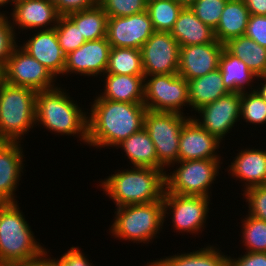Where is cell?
I'll list each match as a JSON object with an SVG mask.
<instances>
[{
    "mask_svg": "<svg viewBox=\"0 0 266 266\" xmlns=\"http://www.w3.org/2000/svg\"><path fill=\"white\" fill-rule=\"evenodd\" d=\"M92 101V102H91ZM87 104V147L113 149L144 128L147 108L143 103H128L100 98L97 93Z\"/></svg>",
    "mask_w": 266,
    "mask_h": 266,
    "instance_id": "cell-1",
    "label": "cell"
},
{
    "mask_svg": "<svg viewBox=\"0 0 266 266\" xmlns=\"http://www.w3.org/2000/svg\"><path fill=\"white\" fill-rule=\"evenodd\" d=\"M64 85L59 84L50 90L37 91L36 128L42 127L43 132L46 129L54 136L74 137L77 143L79 141L80 144L87 146L88 108L82 102L80 104L78 98L72 97V92Z\"/></svg>",
    "mask_w": 266,
    "mask_h": 266,
    "instance_id": "cell-2",
    "label": "cell"
},
{
    "mask_svg": "<svg viewBox=\"0 0 266 266\" xmlns=\"http://www.w3.org/2000/svg\"><path fill=\"white\" fill-rule=\"evenodd\" d=\"M121 169V170H120ZM118 168L109 176L97 179V189L103 191L115 207L135 205L163 200L165 193V171L156 168ZM114 173V174H113Z\"/></svg>",
    "mask_w": 266,
    "mask_h": 266,
    "instance_id": "cell-3",
    "label": "cell"
},
{
    "mask_svg": "<svg viewBox=\"0 0 266 266\" xmlns=\"http://www.w3.org/2000/svg\"><path fill=\"white\" fill-rule=\"evenodd\" d=\"M114 208L113 221L106 231L111 238L128 245L141 243L142 247L152 245L154 240L157 243L164 234L163 200Z\"/></svg>",
    "mask_w": 266,
    "mask_h": 266,
    "instance_id": "cell-4",
    "label": "cell"
},
{
    "mask_svg": "<svg viewBox=\"0 0 266 266\" xmlns=\"http://www.w3.org/2000/svg\"><path fill=\"white\" fill-rule=\"evenodd\" d=\"M19 204L0 203L1 265L37 258L47 248L34 235Z\"/></svg>",
    "mask_w": 266,
    "mask_h": 266,
    "instance_id": "cell-5",
    "label": "cell"
},
{
    "mask_svg": "<svg viewBox=\"0 0 266 266\" xmlns=\"http://www.w3.org/2000/svg\"><path fill=\"white\" fill-rule=\"evenodd\" d=\"M36 94L31 88L0 84V139L24 143L36 128Z\"/></svg>",
    "mask_w": 266,
    "mask_h": 266,
    "instance_id": "cell-6",
    "label": "cell"
},
{
    "mask_svg": "<svg viewBox=\"0 0 266 266\" xmlns=\"http://www.w3.org/2000/svg\"><path fill=\"white\" fill-rule=\"evenodd\" d=\"M223 162L227 161L202 159L181 161L171 165L170 169L165 171V193L213 198V185L219 183L217 180L224 173Z\"/></svg>",
    "mask_w": 266,
    "mask_h": 266,
    "instance_id": "cell-7",
    "label": "cell"
},
{
    "mask_svg": "<svg viewBox=\"0 0 266 266\" xmlns=\"http://www.w3.org/2000/svg\"><path fill=\"white\" fill-rule=\"evenodd\" d=\"M213 198L205 196H184L175 193H164L163 196V219L165 226L170 225L176 234L191 235L201 237L205 228L208 226L207 219H210L209 211L214 209L210 204H214ZM209 217V218H208ZM170 224H167V221ZM207 221V222H206ZM172 225V226H171ZM200 235V236H199Z\"/></svg>",
    "mask_w": 266,
    "mask_h": 266,
    "instance_id": "cell-8",
    "label": "cell"
},
{
    "mask_svg": "<svg viewBox=\"0 0 266 266\" xmlns=\"http://www.w3.org/2000/svg\"><path fill=\"white\" fill-rule=\"evenodd\" d=\"M190 118L175 112L146 111L144 129L155 145L157 169L166 171L179 162V137L182 127Z\"/></svg>",
    "mask_w": 266,
    "mask_h": 266,
    "instance_id": "cell-9",
    "label": "cell"
},
{
    "mask_svg": "<svg viewBox=\"0 0 266 266\" xmlns=\"http://www.w3.org/2000/svg\"><path fill=\"white\" fill-rule=\"evenodd\" d=\"M143 104L150 111L175 112L191 117L188 81L179 74L145 76Z\"/></svg>",
    "mask_w": 266,
    "mask_h": 266,
    "instance_id": "cell-10",
    "label": "cell"
},
{
    "mask_svg": "<svg viewBox=\"0 0 266 266\" xmlns=\"http://www.w3.org/2000/svg\"><path fill=\"white\" fill-rule=\"evenodd\" d=\"M3 80L14 86L45 91L60 83L38 60L17 45L3 67Z\"/></svg>",
    "mask_w": 266,
    "mask_h": 266,
    "instance_id": "cell-11",
    "label": "cell"
},
{
    "mask_svg": "<svg viewBox=\"0 0 266 266\" xmlns=\"http://www.w3.org/2000/svg\"><path fill=\"white\" fill-rule=\"evenodd\" d=\"M241 93L229 92L214 102L198 109L192 119L221 142L240 125ZM236 127V128H235Z\"/></svg>",
    "mask_w": 266,
    "mask_h": 266,
    "instance_id": "cell-12",
    "label": "cell"
},
{
    "mask_svg": "<svg viewBox=\"0 0 266 266\" xmlns=\"http://www.w3.org/2000/svg\"><path fill=\"white\" fill-rule=\"evenodd\" d=\"M140 51L144 77L178 74L180 45L171 33L155 31Z\"/></svg>",
    "mask_w": 266,
    "mask_h": 266,
    "instance_id": "cell-13",
    "label": "cell"
},
{
    "mask_svg": "<svg viewBox=\"0 0 266 266\" xmlns=\"http://www.w3.org/2000/svg\"><path fill=\"white\" fill-rule=\"evenodd\" d=\"M111 46L107 38L86 41L75 51L66 55L63 72L65 79L72 74L83 78L99 79L106 72Z\"/></svg>",
    "mask_w": 266,
    "mask_h": 266,
    "instance_id": "cell-14",
    "label": "cell"
},
{
    "mask_svg": "<svg viewBox=\"0 0 266 266\" xmlns=\"http://www.w3.org/2000/svg\"><path fill=\"white\" fill-rule=\"evenodd\" d=\"M248 144L249 146L244 145L240 148L238 146L237 153L228 159L232 161H228V166L224 168L228 178L230 176L235 183L239 181L237 183L239 188L242 186L240 191L242 193L251 187L262 186L266 180V147L263 149V146L253 147Z\"/></svg>",
    "mask_w": 266,
    "mask_h": 266,
    "instance_id": "cell-15",
    "label": "cell"
},
{
    "mask_svg": "<svg viewBox=\"0 0 266 266\" xmlns=\"http://www.w3.org/2000/svg\"><path fill=\"white\" fill-rule=\"evenodd\" d=\"M29 32H26L27 34L24 33L26 36L29 35V37L25 36L22 38L20 36V38H18L22 40H18V45L30 56L45 66L51 74L61 82L60 84H62V81H60L59 78H63L66 55L63 53L59 45L55 28L33 30Z\"/></svg>",
    "mask_w": 266,
    "mask_h": 266,
    "instance_id": "cell-16",
    "label": "cell"
},
{
    "mask_svg": "<svg viewBox=\"0 0 266 266\" xmlns=\"http://www.w3.org/2000/svg\"><path fill=\"white\" fill-rule=\"evenodd\" d=\"M7 15L17 36L33 30L55 28L61 16L56 5L47 0H19L13 3Z\"/></svg>",
    "mask_w": 266,
    "mask_h": 266,
    "instance_id": "cell-17",
    "label": "cell"
},
{
    "mask_svg": "<svg viewBox=\"0 0 266 266\" xmlns=\"http://www.w3.org/2000/svg\"><path fill=\"white\" fill-rule=\"evenodd\" d=\"M146 11L125 17H108L106 38L111 47L139 49L154 33Z\"/></svg>",
    "mask_w": 266,
    "mask_h": 266,
    "instance_id": "cell-18",
    "label": "cell"
},
{
    "mask_svg": "<svg viewBox=\"0 0 266 266\" xmlns=\"http://www.w3.org/2000/svg\"><path fill=\"white\" fill-rule=\"evenodd\" d=\"M21 142L0 143V203H17L20 180L25 173V147ZM25 159V160H24Z\"/></svg>",
    "mask_w": 266,
    "mask_h": 266,
    "instance_id": "cell-19",
    "label": "cell"
},
{
    "mask_svg": "<svg viewBox=\"0 0 266 266\" xmlns=\"http://www.w3.org/2000/svg\"><path fill=\"white\" fill-rule=\"evenodd\" d=\"M224 145V142H221L215 135L210 134L190 118L182 127L179 137V162L202 159H225L224 155L220 154L224 153L222 152L225 148Z\"/></svg>",
    "mask_w": 266,
    "mask_h": 266,
    "instance_id": "cell-20",
    "label": "cell"
},
{
    "mask_svg": "<svg viewBox=\"0 0 266 266\" xmlns=\"http://www.w3.org/2000/svg\"><path fill=\"white\" fill-rule=\"evenodd\" d=\"M224 47L219 41L180 47L178 74L189 81L218 69Z\"/></svg>",
    "mask_w": 266,
    "mask_h": 266,
    "instance_id": "cell-21",
    "label": "cell"
},
{
    "mask_svg": "<svg viewBox=\"0 0 266 266\" xmlns=\"http://www.w3.org/2000/svg\"><path fill=\"white\" fill-rule=\"evenodd\" d=\"M100 92L97 95L102 99L128 103L144 102V76L118 75L105 73L99 79Z\"/></svg>",
    "mask_w": 266,
    "mask_h": 266,
    "instance_id": "cell-22",
    "label": "cell"
},
{
    "mask_svg": "<svg viewBox=\"0 0 266 266\" xmlns=\"http://www.w3.org/2000/svg\"><path fill=\"white\" fill-rule=\"evenodd\" d=\"M210 244L209 242L205 243L204 247L201 245V248L198 246V250L196 247L191 251L187 249L180 251V253H173L172 251L171 254L173 255H164L155 261L160 266H228V251L224 250L225 247L220 245V249L217 242L215 244L211 242Z\"/></svg>",
    "mask_w": 266,
    "mask_h": 266,
    "instance_id": "cell-23",
    "label": "cell"
},
{
    "mask_svg": "<svg viewBox=\"0 0 266 266\" xmlns=\"http://www.w3.org/2000/svg\"><path fill=\"white\" fill-rule=\"evenodd\" d=\"M180 47L217 42L214 30L189 8H183L170 32Z\"/></svg>",
    "mask_w": 266,
    "mask_h": 266,
    "instance_id": "cell-24",
    "label": "cell"
},
{
    "mask_svg": "<svg viewBox=\"0 0 266 266\" xmlns=\"http://www.w3.org/2000/svg\"><path fill=\"white\" fill-rule=\"evenodd\" d=\"M219 69L223 84L229 92L242 93L255 90L257 75L225 47L219 60Z\"/></svg>",
    "mask_w": 266,
    "mask_h": 266,
    "instance_id": "cell-25",
    "label": "cell"
},
{
    "mask_svg": "<svg viewBox=\"0 0 266 266\" xmlns=\"http://www.w3.org/2000/svg\"><path fill=\"white\" fill-rule=\"evenodd\" d=\"M191 118L203 106L229 93L223 84L220 69L188 81Z\"/></svg>",
    "mask_w": 266,
    "mask_h": 266,
    "instance_id": "cell-26",
    "label": "cell"
},
{
    "mask_svg": "<svg viewBox=\"0 0 266 266\" xmlns=\"http://www.w3.org/2000/svg\"><path fill=\"white\" fill-rule=\"evenodd\" d=\"M115 149H120L122 157L130 167H147L157 169V153L155 145L148 132L142 128L118 144Z\"/></svg>",
    "mask_w": 266,
    "mask_h": 266,
    "instance_id": "cell-27",
    "label": "cell"
},
{
    "mask_svg": "<svg viewBox=\"0 0 266 266\" xmlns=\"http://www.w3.org/2000/svg\"><path fill=\"white\" fill-rule=\"evenodd\" d=\"M249 17L244 1L228 0L214 30L216 40L225 44L232 38L244 36Z\"/></svg>",
    "mask_w": 266,
    "mask_h": 266,
    "instance_id": "cell-28",
    "label": "cell"
},
{
    "mask_svg": "<svg viewBox=\"0 0 266 266\" xmlns=\"http://www.w3.org/2000/svg\"><path fill=\"white\" fill-rule=\"evenodd\" d=\"M234 56L242 60L257 76L266 74V48L244 36L230 39L224 44Z\"/></svg>",
    "mask_w": 266,
    "mask_h": 266,
    "instance_id": "cell-29",
    "label": "cell"
},
{
    "mask_svg": "<svg viewBox=\"0 0 266 266\" xmlns=\"http://www.w3.org/2000/svg\"><path fill=\"white\" fill-rule=\"evenodd\" d=\"M66 16L79 28L85 41L102 39L107 35L108 16L99 5Z\"/></svg>",
    "mask_w": 266,
    "mask_h": 266,
    "instance_id": "cell-30",
    "label": "cell"
},
{
    "mask_svg": "<svg viewBox=\"0 0 266 266\" xmlns=\"http://www.w3.org/2000/svg\"><path fill=\"white\" fill-rule=\"evenodd\" d=\"M105 73L144 76L141 51L133 48L111 47Z\"/></svg>",
    "mask_w": 266,
    "mask_h": 266,
    "instance_id": "cell-31",
    "label": "cell"
},
{
    "mask_svg": "<svg viewBox=\"0 0 266 266\" xmlns=\"http://www.w3.org/2000/svg\"><path fill=\"white\" fill-rule=\"evenodd\" d=\"M241 214L238 224L241 234L238 236L241 246L240 250L245 252H264L266 253V221L253 217L247 213ZM243 216V217H242ZM243 244V245H242Z\"/></svg>",
    "mask_w": 266,
    "mask_h": 266,
    "instance_id": "cell-32",
    "label": "cell"
},
{
    "mask_svg": "<svg viewBox=\"0 0 266 266\" xmlns=\"http://www.w3.org/2000/svg\"><path fill=\"white\" fill-rule=\"evenodd\" d=\"M183 7L175 0L147 1V12L154 31L171 32Z\"/></svg>",
    "mask_w": 266,
    "mask_h": 266,
    "instance_id": "cell-33",
    "label": "cell"
},
{
    "mask_svg": "<svg viewBox=\"0 0 266 266\" xmlns=\"http://www.w3.org/2000/svg\"><path fill=\"white\" fill-rule=\"evenodd\" d=\"M240 120L241 125L245 122L254 130L266 125V102L256 90L241 93Z\"/></svg>",
    "mask_w": 266,
    "mask_h": 266,
    "instance_id": "cell-34",
    "label": "cell"
},
{
    "mask_svg": "<svg viewBox=\"0 0 266 266\" xmlns=\"http://www.w3.org/2000/svg\"><path fill=\"white\" fill-rule=\"evenodd\" d=\"M55 31L59 45L65 55L75 51L86 42L79 28L67 16H60Z\"/></svg>",
    "mask_w": 266,
    "mask_h": 266,
    "instance_id": "cell-35",
    "label": "cell"
},
{
    "mask_svg": "<svg viewBox=\"0 0 266 266\" xmlns=\"http://www.w3.org/2000/svg\"><path fill=\"white\" fill-rule=\"evenodd\" d=\"M108 17H125L147 10V0H98Z\"/></svg>",
    "mask_w": 266,
    "mask_h": 266,
    "instance_id": "cell-36",
    "label": "cell"
},
{
    "mask_svg": "<svg viewBox=\"0 0 266 266\" xmlns=\"http://www.w3.org/2000/svg\"><path fill=\"white\" fill-rule=\"evenodd\" d=\"M227 1L228 0H196L190 9L205 25L215 30L219 24Z\"/></svg>",
    "mask_w": 266,
    "mask_h": 266,
    "instance_id": "cell-37",
    "label": "cell"
},
{
    "mask_svg": "<svg viewBox=\"0 0 266 266\" xmlns=\"http://www.w3.org/2000/svg\"><path fill=\"white\" fill-rule=\"evenodd\" d=\"M242 195V208H246L247 214L266 221V187L256 186L245 190Z\"/></svg>",
    "mask_w": 266,
    "mask_h": 266,
    "instance_id": "cell-38",
    "label": "cell"
},
{
    "mask_svg": "<svg viewBox=\"0 0 266 266\" xmlns=\"http://www.w3.org/2000/svg\"><path fill=\"white\" fill-rule=\"evenodd\" d=\"M18 38L8 15H0V65L4 67L13 49L18 45Z\"/></svg>",
    "mask_w": 266,
    "mask_h": 266,
    "instance_id": "cell-39",
    "label": "cell"
},
{
    "mask_svg": "<svg viewBox=\"0 0 266 266\" xmlns=\"http://www.w3.org/2000/svg\"><path fill=\"white\" fill-rule=\"evenodd\" d=\"M71 246L61 256L58 257L57 255V258L51 255L53 266H96V263L94 264L92 259L89 260V255L83 252L84 250H81L83 248L78 245Z\"/></svg>",
    "mask_w": 266,
    "mask_h": 266,
    "instance_id": "cell-40",
    "label": "cell"
},
{
    "mask_svg": "<svg viewBox=\"0 0 266 266\" xmlns=\"http://www.w3.org/2000/svg\"><path fill=\"white\" fill-rule=\"evenodd\" d=\"M245 36L266 48V15H250Z\"/></svg>",
    "mask_w": 266,
    "mask_h": 266,
    "instance_id": "cell-41",
    "label": "cell"
},
{
    "mask_svg": "<svg viewBox=\"0 0 266 266\" xmlns=\"http://www.w3.org/2000/svg\"><path fill=\"white\" fill-rule=\"evenodd\" d=\"M238 252L236 257L228 254V266H266V253L264 252Z\"/></svg>",
    "mask_w": 266,
    "mask_h": 266,
    "instance_id": "cell-42",
    "label": "cell"
},
{
    "mask_svg": "<svg viewBox=\"0 0 266 266\" xmlns=\"http://www.w3.org/2000/svg\"><path fill=\"white\" fill-rule=\"evenodd\" d=\"M97 5L98 0H59L56 8L61 16H66L69 13L90 9Z\"/></svg>",
    "mask_w": 266,
    "mask_h": 266,
    "instance_id": "cell-43",
    "label": "cell"
},
{
    "mask_svg": "<svg viewBox=\"0 0 266 266\" xmlns=\"http://www.w3.org/2000/svg\"><path fill=\"white\" fill-rule=\"evenodd\" d=\"M51 249L46 248V250L39 255L37 258L19 261L15 263L4 264V266H53L51 258Z\"/></svg>",
    "mask_w": 266,
    "mask_h": 266,
    "instance_id": "cell-44",
    "label": "cell"
},
{
    "mask_svg": "<svg viewBox=\"0 0 266 266\" xmlns=\"http://www.w3.org/2000/svg\"><path fill=\"white\" fill-rule=\"evenodd\" d=\"M250 15H266V0H244Z\"/></svg>",
    "mask_w": 266,
    "mask_h": 266,
    "instance_id": "cell-45",
    "label": "cell"
},
{
    "mask_svg": "<svg viewBox=\"0 0 266 266\" xmlns=\"http://www.w3.org/2000/svg\"><path fill=\"white\" fill-rule=\"evenodd\" d=\"M255 90L259 93V95L266 102V74L257 76Z\"/></svg>",
    "mask_w": 266,
    "mask_h": 266,
    "instance_id": "cell-46",
    "label": "cell"
},
{
    "mask_svg": "<svg viewBox=\"0 0 266 266\" xmlns=\"http://www.w3.org/2000/svg\"><path fill=\"white\" fill-rule=\"evenodd\" d=\"M8 6L9 7L11 6V8H12V6H13L12 0H0V15H2V14L7 15L9 13V11L6 10V9H8L7 8ZM2 8H4L5 11H4V9L2 11Z\"/></svg>",
    "mask_w": 266,
    "mask_h": 266,
    "instance_id": "cell-47",
    "label": "cell"
},
{
    "mask_svg": "<svg viewBox=\"0 0 266 266\" xmlns=\"http://www.w3.org/2000/svg\"><path fill=\"white\" fill-rule=\"evenodd\" d=\"M178 4H180L183 8L191 7L196 0H175Z\"/></svg>",
    "mask_w": 266,
    "mask_h": 266,
    "instance_id": "cell-48",
    "label": "cell"
},
{
    "mask_svg": "<svg viewBox=\"0 0 266 266\" xmlns=\"http://www.w3.org/2000/svg\"><path fill=\"white\" fill-rule=\"evenodd\" d=\"M147 262V263H146ZM144 264H142L143 266H160L153 258V260H149L146 261Z\"/></svg>",
    "mask_w": 266,
    "mask_h": 266,
    "instance_id": "cell-49",
    "label": "cell"
},
{
    "mask_svg": "<svg viewBox=\"0 0 266 266\" xmlns=\"http://www.w3.org/2000/svg\"><path fill=\"white\" fill-rule=\"evenodd\" d=\"M3 81V67L0 65V84Z\"/></svg>",
    "mask_w": 266,
    "mask_h": 266,
    "instance_id": "cell-50",
    "label": "cell"
},
{
    "mask_svg": "<svg viewBox=\"0 0 266 266\" xmlns=\"http://www.w3.org/2000/svg\"><path fill=\"white\" fill-rule=\"evenodd\" d=\"M49 3H52V4H54V5H56L58 2H59V0H47Z\"/></svg>",
    "mask_w": 266,
    "mask_h": 266,
    "instance_id": "cell-51",
    "label": "cell"
}]
</instances>
